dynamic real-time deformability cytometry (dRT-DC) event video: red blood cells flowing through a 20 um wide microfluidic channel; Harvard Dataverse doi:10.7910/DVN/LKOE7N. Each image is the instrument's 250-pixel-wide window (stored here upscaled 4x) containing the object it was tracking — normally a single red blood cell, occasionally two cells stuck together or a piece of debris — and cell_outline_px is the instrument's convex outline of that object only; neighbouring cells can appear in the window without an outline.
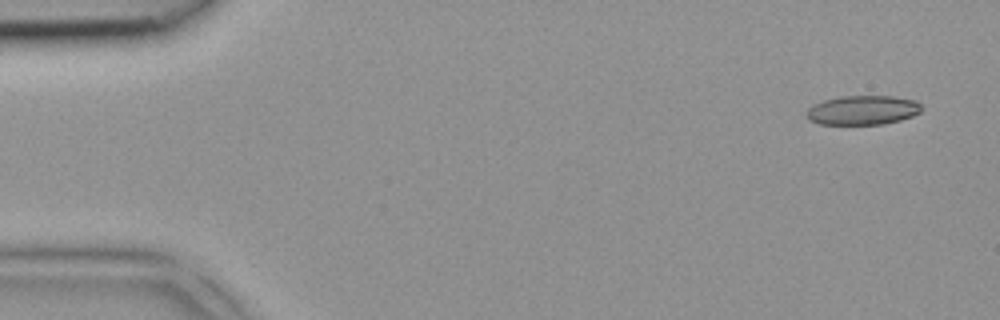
{"species": "common noctule bat (a hibernating species)", "species_latin": "Nyctalus noctula", "temperature_condition": "room temperature", "stored_images_in_passage": 4, "camera_frame_rate_fps": 3000, "um_per_image_px": 0.085, "animal": {"sex": "female", "body_mass_g": 18.4}, "frame": {"image": 1, "passage_image": 1, "time_ms": 0.0, "image_size_px": [1000, 320], "cell_outline_px": [[924, 108], [920, 112], [912, 116], [900, 120], [884, 124], [820, 124], [808, 120], [804, 116], [804, 112], [812, 104], [824, 100], [840, 96], [892, 96], [916, 100]], "centroid_in_image_um": [73.3, 9.36], "position_along_channel_um": 11.7, "area_um2": 19.94}}